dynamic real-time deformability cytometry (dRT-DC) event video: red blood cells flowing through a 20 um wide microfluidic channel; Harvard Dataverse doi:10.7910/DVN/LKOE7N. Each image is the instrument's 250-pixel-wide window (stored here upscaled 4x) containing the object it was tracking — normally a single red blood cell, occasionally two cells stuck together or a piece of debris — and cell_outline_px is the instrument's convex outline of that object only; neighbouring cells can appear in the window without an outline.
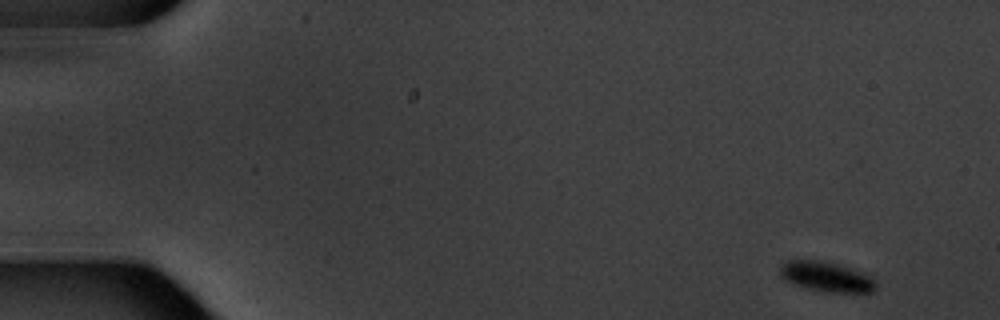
{"species": "common noctule bat (a hibernating species)", "species_latin": "Nyctalus noctula", "temperature_condition": "warm", "stored_images_in_passage": 12, "camera_frame_rate_fps": 3000, "um_per_image_px": 0.085, "animal": {"sex": "male", "body_mass_g": 20.1, "forearm_length_mm": 53.5}, "frame": {"image": 1, "passage_image": 1, "time_ms": 0.0, "image_size_px": [1000, 320], "cell_outline_px": [[876, 288], [872, 292], [828, 292], [808, 288], [792, 284], [780, 276], [780, 264], [788, 260], [820, 260], [852, 268], [872, 276], [876, 284]], "centroid_in_image_um": [70.23, 23.51], "position_along_channel_um": 14.8, "area_um2": 16.76}}
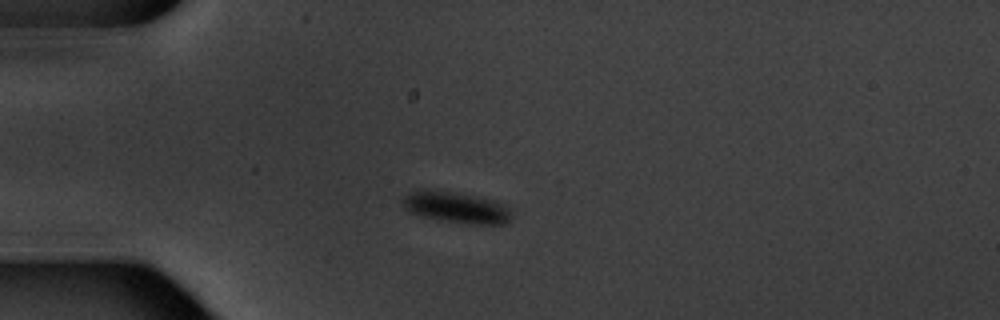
{"frame": {"image": 2, "passage_image": 4, "time_ms": 4.0, "image_size_px": [1000, 320], "cell_outline_px": [[512, 220], [508, 224], [468, 224], [444, 220], [424, 216], [408, 212], [404, 208], [400, 200], [408, 192], [424, 188], [476, 196], [496, 200], [508, 204], [512, 216]], "centroid_in_image_um": [38.81, 17.62], "position_along_channel_um": 46.2, "area_um2": 20.23}}